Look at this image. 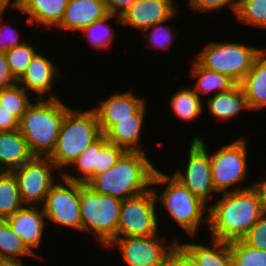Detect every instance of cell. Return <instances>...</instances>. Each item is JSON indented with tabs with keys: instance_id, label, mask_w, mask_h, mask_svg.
<instances>
[{
	"instance_id": "obj_1",
	"label": "cell",
	"mask_w": 266,
	"mask_h": 266,
	"mask_svg": "<svg viewBox=\"0 0 266 266\" xmlns=\"http://www.w3.org/2000/svg\"><path fill=\"white\" fill-rule=\"evenodd\" d=\"M218 196L209 206L210 239L224 242L242 240L265 213L260 188L255 184Z\"/></svg>"
},
{
	"instance_id": "obj_29",
	"label": "cell",
	"mask_w": 266,
	"mask_h": 266,
	"mask_svg": "<svg viewBox=\"0 0 266 266\" xmlns=\"http://www.w3.org/2000/svg\"><path fill=\"white\" fill-rule=\"evenodd\" d=\"M24 206L15 175L0 171V219H7Z\"/></svg>"
},
{
	"instance_id": "obj_33",
	"label": "cell",
	"mask_w": 266,
	"mask_h": 266,
	"mask_svg": "<svg viewBox=\"0 0 266 266\" xmlns=\"http://www.w3.org/2000/svg\"><path fill=\"white\" fill-rule=\"evenodd\" d=\"M234 17L241 24L266 29V0H245L235 9Z\"/></svg>"
},
{
	"instance_id": "obj_28",
	"label": "cell",
	"mask_w": 266,
	"mask_h": 266,
	"mask_svg": "<svg viewBox=\"0 0 266 266\" xmlns=\"http://www.w3.org/2000/svg\"><path fill=\"white\" fill-rule=\"evenodd\" d=\"M115 20V23L118 25L121 24L120 16L108 14L106 17L97 20L96 22L90 24L85 29L80 32V36H84L87 40L90 48L101 51V50H110L113 42L115 41L117 34H115L113 24H110V20Z\"/></svg>"
},
{
	"instance_id": "obj_32",
	"label": "cell",
	"mask_w": 266,
	"mask_h": 266,
	"mask_svg": "<svg viewBox=\"0 0 266 266\" xmlns=\"http://www.w3.org/2000/svg\"><path fill=\"white\" fill-rule=\"evenodd\" d=\"M178 10L170 19L165 20L163 22H158L152 26H150L149 28H146L140 35L142 37V39L146 40V43L148 41L147 44H151L149 48H153L155 49V51L157 50H163L165 52V50H168L171 45L176 44L174 43L176 34H178V32L176 31V33L172 30L173 28H171L172 26L170 25H165L167 22H169V20L174 19V17L177 16V14L179 15L181 13V11Z\"/></svg>"
},
{
	"instance_id": "obj_18",
	"label": "cell",
	"mask_w": 266,
	"mask_h": 266,
	"mask_svg": "<svg viewBox=\"0 0 266 266\" xmlns=\"http://www.w3.org/2000/svg\"><path fill=\"white\" fill-rule=\"evenodd\" d=\"M108 14L104 0H69L61 23L56 28L81 32Z\"/></svg>"
},
{
	"instance_id": "obj_42",
	"label": "cell",
	"mask_w": 266,
	"mask_h": 266,
	"mask_svg": "<svg viewBox=\"0 0 266 266\" xmlns=\"http://www.w3.org/2000/svg\"><path fill=\"white\" fill-rule=\"evenodd\" d=\"M137 0H104L108 13L120 16Z\"/></svg>"
},
{
	"instance_id": "obj_45",
	"label": "cell",
	"mask_w": 266,
	"mask_h": 266,
	"mask_svg": "<svg viewBox=\"0 0 266 266\" xmlns=\"http://www.w3.org/2000/svg\"><path fill=\"white\" fill-rule=\"evenodd\" d=\"M0 5L5 9H8L10 7L11 9L18 11L19 0H0Z\"/></svg>"
},
{
	"instance_id": "obj_48",
	"label": "cell",
	"mask_w": 266,
	"mask_h": 266,
	"mask_svg": "<svg viewBox=\"0 0 266 266\" xmlns=\"http://www.w3.org/2000/svg\"><path fill=\"white\" fill-rule=\"evenodd\" d=\"M6 9L0 5V18L5 15Z\"/></svg>"
},
{
	"instance_id": "obj_43",
	"label": "cell",
	"mask_w": 266,
	"mask_h": 266,
	"mask_svg": "<svg viewBox=\"0 0 266 266\" xmlns=\"http://www.w3.org/2000/svg\"><path fill=\"white\" fill-rule=\"evenodd\" d=\"M19 129V121L0 106V132Z\"/></svg>"
},
{
	"instance_id": "obj_16",
	"label": "cell",
	"mask_w": 266,
	"mask_h": 266,
	"mask_svg": "<svg viewBox=\"0 0 266 266\" xmlns=\"http://www.w3.org/2000/svg\"><path fill=\"white\" fill-rule=\"evenodd\" d=\"M146 98L138 97L133 89L110 94L100 100L93 109L97 115L101 134H105L119 120L134 119V113L146 102Z\"/></svg>"
},
{
	"instance_id": "obj_13",
	"label": "cell",
	"mask_w": 266,
	"mask_h": 266,
	"mask_svg": "<svg viewBox=\"0 0 266 266\" xmlns=\"http://www.w3.org/2000/svg\"><path fill=\"white\" fill-rule=\"evenodd\" d=\"M42 208L47 222L82 231L79 182H71L61 176L48 192Z\"/></svg>"
},
{
	"instance_id": "obj_39",
	"label": "cell",
	"mask_w": 266,
	"mask_h": 266,
	"mask_svg": "<svg viewBox=\"0 0 266 266\" xmlns=\"http://www.w3.org/2000/svg\"><path fill=\"white\" fill-rule=\"evenodd\" d=\"M188 6L191 10L199 13H207L220 10L221 8L228 7L232 14H235V9L230 5L228 0H187Z\"/></svg>"
},
{
	"instance_id": "obj_35",
	"label": "cell",
	"mask_w": 266,
	"mask_h": 266,
	"mask_svg": "<svg viewBox=\"0 0 266 266\" xmlns=\"http://www.w3.org/2000/svg\"><path fill=\"white\" fill-rule=\"evenodd\" d=\"M233 266H266V251L247 245L243 240L229 242Z\"/></svg>"
},
{
	"instance_id": "obj_27",
	"label": "cell",
	"mask_w": 266,
	"mask_h": 266,
	"mask_svg": "<svg viewBox=\"0 0 266 266\" xmlns=\"http://www.w3.org/2000/svg\"><path fill=\"white\" fill-rule=\"evenodd\" d=\"M203 99L205 96L199 97L191 86L180 87L170 100L172 113L183 122L198 121L205 112Z\"/></svg>"
},
{
	"instance_id": "obj_30",
	"label": "cell",
	"mask_w": 266,
	"mask_h": 266,
	"mask_svg": "<svg viewBox=\"0 0 266 266\" xmlns=\"http://www.w3.org/2000/svg\"><path fill=\"white\" fill-rule=\"evenodd\" d=\"M29 94L17 83L0 91V106L20 122L24 113L34 101L33 98H30L33 94L31 93V96Z\"/></svg>"
},
{
	"instance_id": "obj_5",
	"label": "cell",
	"mask_w": 266,
	"mask_h": 266,
	"mask_svg": "<svg viewBox=\"0 0 266 266\" xmlns=\"http://www.w3.org/2000/svg\"><path fill=\"white\" fill-rule=\"evenodd\" d=\"M101 131L93 108H70L60 127L57 144L48 157L61 174L99 136Z\"/></svg>"
},
{
	"instance_id": "obj_38",
	"label": "cell",
	"mask_w": 266,
	"mask_h": 266,
	"mask_svg": "<svg viewBox=\"0 0 266 266\" xmlns=\"http://www.w3.org/2000/svg\"><path fill=\"white\" fill-rule=\"evenodd\" d=\"M3 16L0 18V52H7L13 47L21 45L25 40H21L18 30L11 27V23H3ZM21 40V41H20Z\"/></svg>"
},
{
	"instance_id": "obj_31",
	"label": "cell",
	"mask_w": 266,
	"mask_h": 266,
	"mask_svg": "<svg viewBox=\"0 0 266 266\" xmlns=\"http://www.w3.org/2000/svg\"><path fill=\"white\" fill-rule=\"evenodd\" d=\"M25 256L36 257L13 232L6 219H0V258L23 260Z\"/></svg>"
},
{
	"instance_id": "obj_37",
	"label": "cell",
	"mask_w": 266,
	"mask_h": 266,
	"mask_svg": "<svg viewBox=\"0 0 266 266\" xmlns=\"http://www.w3.org/2000/svg\"><path fill=\"white\" fill-rule=\"evenodd\" d=\"M242 240L252 248L266 251V212Z\"/></svg>"
},
{
	"instance_id": "obj_7",
	"label": "cell",
	"mask_w": 266,
	"mask_h": 266,
	"mask_svg": "<svg viewBox=\"0 0 266 266\" xmlns=\"http://www.w3.org/2000/svg\"><path fill=\"white\" fill-rule=\"evenodd\" d=\"M201 49L193 58L205 69L227 75L236 84L241 83L263 50L232 41H210Z\"/></svg>"
},
{
	"instance_id": "obj_11",
	"label": "cell",
	"mask_w": 266,
	"mask_h": 266,
	"mask_svg": "<svg viewBox=\"0 0 266 266\" xmlns=\"http://www.w3.org/2000/svg\"><path fill=\"white\" fill-rule=\"evenodd\" d=\"M157 205L152 188L137 196L124 199L121 204L117 238L158 234L160 215H157Z\"/></svg>"
},
{
	"instance_id": "obj_41",
	"label": "cell",
	"mask_w": 266,
	"mask_h": 266,
	"mask_svg": "<svg viewBox=\"0 0 266 266\" xmlns=\"http://www.w3.org/2000/svg\"><path fill=\"white\" fill-rule=\"evenodd\" d=\"M17 84V80L12 75L5 53L0 52V91Z\"/></svg>"
},
{
	"instance_id": "obj_12",
	"label": "cell",
	"mask_w": 266,
	"mask_h": 266,
	"mask_svg": "<svg viewBox=\"0 0 266 266\" xmlns=\"http://www.w3.org/2000/svg\"><path fill=\"white\" fill-rule=\"evenodd\" d=\"M57 170L48 157H34L11 171L15 175L20 196L25 205L42 206L44 204L51 187L58 181L57 179L61 178L62 174Z\"/></svg>"
},
{
	"instance_id": "obj_22",
	"label": "cell",
	"mask_w": 266,
	"mask_h": 266,
	"mask_svg": "<svg viewBox=\"0 0 266 266\" xmlns=\"http://www.w3.org/2000/svg\"><path fill=\"white\" fill-rule=\"evenodd\" d=\"M34 157L19 129L0 132V171L11 172Z\"/></svg>"
},
{
	"instance_id": "obj_26",
	"label": "cell",
	"mask_w": 266,
	"mask_h": 266,
	"mask_svg": "<svg viewBox=\"0 0 266 266\" xmlns=\"http://www.w3.org/2000/svg\"><path fill=\"white\" fill-rule=\"evenodd\" d=\"M192 67L190 76L197 79L191 86L194 92L200 97L202 94L212 96L220 92L229 91L236 83L227 75L219 72H213L202 67L194 58L191 59Z\"/></svg>"
},
{
	"instance_id": "obj_17",
	"label": "cell",
	"mask_w": 266,
	"mask_h": 266,
	"mask_svg": "<svg viewBox=\"0 0 266 266\" xmlns=\"http://www.w3.org/2000/svg\"><path fill=\"white\" fill-rule=\"evenodd\" d=\"M46 219L42 206L31 205H25L6 219L13 232L36 255V258H41V255L35 253V249L41 246L44 239L45 224L48 223Z\"/></svg>"
},
{
	"instance_id": "obj_8",
	"label": "cell",
	"mask_w": 266,
	"mask_h": 266,
	"mask_svg": "<svg viewBox=\"0 0 266 266\" xmlns=\"http://www.w3.org/2000/svg\"><path fill=\"white\" fill-rule=\"evenodd\" d=\"M247 138L241 136L232 143L221 145L213 153L209 152L212 180L216 191L221 193L235 192L252 187L256 184L249 182L243 186L249 175Z\"/></svg>"
},
{
	"instance_id": "obj_34",
	"label": "cell",
	"mask_w": 266,
	"mask_h": 266,
	"mask_svg": "<svg viewBox=\"0 0 266 266\" xmlns=\"http://www.w3.org/2000/svg\"><path fill=\"white\" fill-rule=\"evenodd\" d=\"M38 52L36 46L28 41L5 52L10 71L17 81L26 72L27 66Z\"/></svg>"
},
{
	"instance_id": "obj_15",
	"label": "cell",
	"mask_w": 266,
	"mask_h": 266,
	"mask_svg": "<svg viewBox=\"0 0 266 266\" xmlns=\"http://www.w3.org/2000/svg\"><path fill=\"white\" fill-rule=\"evenodd\" d=\"M179 6L175 0H137L120 15V25L136 28L142 33L146 28L170 19Z\"/></svg>"
},
{
	"instance_id": "obj_25",
	"label": "cell",
	"mask_w": 266,
	"mask_h": 266,
	"mask_svg": "<svg viewBox=\"0 0 266 266\" xmlns=\"http://www.w3.org/2000/svg\"><path fill=\"white\" fill-rule=\"evenodd\" d=\"M210 240L209 246L182 240H179V243L194 257L199 266H233L229 242Z\"/></svg>"
},
{
	"instance_id": "obj_19",
	"label": "cell",
	"mask_w": 266,
	"mask_h": 266,
	"mask_svg": "<svg viewBox=\"0 0 266 266\" xmlns=\"http://www.w3.org/2000/svg\"><path fill=\"white\" fill-rule=\"evenodd\" d=\"M147 102H145L135 113L134 119L119 120L104 135L108 142L123 148L125 151L146 152L140 140L144 129L147 112Z\"/></svg>"
},
{
	"instance_id": "obj_23",
	"label": "cell",
	"mask_w": 266,
	"mask_h": 266,
	"mask_svg": "<svg viewBox=\"0 0 266 266\" xmlns=\"http://www.w3.org/2000/svg\"><path fill=\"white\" fill-rule=\"evenodd\" d=\"M251 110L266 108V49L254 60L248 74L240 83Z\"/></svg>"
},
{
	"instance_id": "obj_9",
	"label": "cell",
	"mask_w": 266,
	"mask_h": 266,
	"mask_svg": "<svg viewBox=\"0 0 266 266\" xmlns=\"http://www.w3.org/2000/svg\"><path fill=\"white\" fill-rule=\"evenodd\" d=\"M208 143L196 135L190 142L189 151L186 153V164L183 170L180 167L173 176L180 181L195 197L199 198L208 207L217 194L211 173V162ZM211 200V202H210ZM213 200V201H212ZM208 203V204H207Z\"/></svg>"
},
{
	"instance_id": "obj_4",
	"label": "cell",
	"mask_w": 266,
	"mask_h": 266,
	"mask_svg": "<svg viewBox=\"0 0 266 266\" xmlns=\"http://www.w3.org/2000/svg\"><path fill=\"white\" fill-rule=\"evenodd\" d=\"M70 108L60 97L34 98L19 122V130L35 157H49L54 151L62 121Z\"/></svg>"
},
{
	"instance_id": "obj_24",
	"label": "cell",
	"mask_w": 266,
	"mask_h": 266,
	"mask_svg": "<svg viewBox=\"0 0 266 266\" xmlns=\"http://www.w3.org/2000/svg\"><path fill=\"white\" fill-rule=\"evenodd\" d=\"M107 142L105 135L101 134L71 163L61 176L71 182L87 184L95 176V167H98L99 151ZM71 170L77 174L74 172L72 174Z\"/></svg>"
},
{
	"instance_id": "obj_6",
	"label": "cell",
	"mask_w": 266,
	"mask_h": 266,
	"mask_svg": "<svg viewBox=\"0 0 266 266\" xmlns=\"http://www.w3.org/2000/svg\"><path fill=\"white\" fill-rule=\"evenodd\" d=\"M122 200L94 192L80 183L82 232H89L102 248L117 238Z\"/></svg>"
},
{
	"instance_id": "obj_40",
	"label": "cell",
	"mask_w": 266,
	"mask_h": 266,
	"mask_svg": "<svg viewBox=\"0 0 266 266\" xmlns=\"http://www.w3.org/2000/svg\"><path fill=\"white\" fill-rule=\"evenodd\" d=\"M167 266H199V264L178 242L170 254Z\"/></svg>"
},
{
	"instance_id": "obj_36",
	"label": "cell",
	"mask_w": 266,
	"mask_h": 266,
	"mask_svg": "<svg viewBox=\"0 0 266 266\" xmlns=\"http://www.w3.org/2000/svg\"><path fill=\"white\" fill-rule=\"evenodd\" d=\"M124 152L123 148L107 142L99 151L98 167H95V175L114 166Z\"/></svg>"
},
{
	"instance_id": "obj_10",
	"label": "cell",
	"mask_w": 266,
	"mask_h": 266,
	"mask_svg": "<svg viewBox=\"0 0 266 266\" xmlns=\"http://www.w3.org/2000/svg\"><path fill=\"white\" fill-rule=\"evenodd\" d=\"M171 240L170 245L167 244L168 240L160 232L147 237L115 238L106 249H118L125 266H167L170 254L180 239L175 236Z\"/></svg>"
},
{
	"instance_id": "obj_2",
	"label": "cell",
	"mask_w": 266,
	"mask_h": 266,
	"mask_svg": "<svg viewBox=\"0 0 266 266\" xmlns=\"http://www.w3.org/2000/svg\"><path fill=\"white\" fill-rule=\"evenodd\" d=\"M155 166L146 152L125 151L114 166L96 174L86 185L98 194L123 201L151 188Z\"/></svg>"
},
{
	"instance_id": "obj_14",
	"label": "cell",
	"mask_w": 266,
	"mask_h": 266,
	"mask_svg": "<svg viewBox=\"0 0 266 266\" xmlns=\"http://www.w3.org/2000/svg\"><path fill=\"white\" fill-rule=\"evenodd\" d=\"M60 72L58 66L54 64V61L38 52L32 58L30 64L27 66L26 72L17 83L27 92L35 93V99L59 98V96H56L52 92V87L59 78L63 77Z\"/></svg>"
},
{
	"instance_id": "obj_44",
	"label": "cell",
	"mask_w": 266,
	"mask_h": 266,
	"mask_svg": "<svg viewBox=\"0 0 266 266\" xmlns=\"http://www.w3.org/2000/svg\"><path fill=\"white\" fill-rule=\"evenodd\" d=\"M24 261L15 258H0V266H25Z\"/></svg>"
},
{
	"instance_id": "obj_20",
	"label": "cell",
	"mask_w": 266,
	"mask_h": 266,
	"mask_svg": "<svg viewBox=\"0 0 266 266\" xmlns=\"http://www.w3.org/2000/svg\"><path fill=\"white\" fill-rule=\"evenodd\" d=\"M69 0H19L18 10L26 14V22L49 31L57 27L64 16Z\"/></svg>"
},
{
	"instance_id": "obj_21",
	"label": "cell",
	"mask_w": 266,
	"mask_h": 266,
	"mask_svg": "<svg viewBox=\"0 0 266 266\" xmlns=\"http://www.w3.org/2000/svg\"><path fill=\"white\" fill-rule=\"evenodd\" d=\"M207 99V113L218 121L229 122L240 116L243 110H251L248 100L240 84H236L232 89L220 92ZM217 119V120H216Z\"/></svg>"
},
{
	"instance_id": "obj_47",
	"label": "cell",
	"mask_w": 266,
	"mask_h": 266,
	"mask_svg": "<svg viewBox=\"0 0 266 266\" xmlns=\"http://www.w3.org/2000/svg\"><path fill=\"white\" fill-rule=\"evenodd\" d=\"M230 5L236 9L238 6H240L245 0H228Z\"/></svg>"
},
{
	"instance_id": "obj_46",
	"label": "cell",
	"mask_w": 266,
	"mask_h": 266,
	"mask_svg": "<svg viewBox=\"0 0 266 266\" xmlns=\"http://www.w3.org/2000/svg\"><path fill=\"white\" fill-rule=\"evenodd\" d=\"M256 185L260 188L263 202H264V208L266 212V177L264 176V179H261L260 181L256 180Z\"/></svg>"
},
{
	"instance_id": "obj_3",
	"label": "cell",
	"mask_w": 266,
	"mask_h": 266,
	"mask_svg": "<svg viewBox=\"0 0 266 266\" xmlns=\"http://www.w3.org/2000/svg\"><path fill=\"white\" fill-rule=\"evenodd\" d=\"M160 185H166L162 192ZM151 188L157 203L164 207L163 211H166L167 215L169 214V217L171 216L180 229L185 230L191 238L196 236L203 225L208 226L209 207L195 197L173 175H168L157 167L152 177Z\"/></svg>"
}]
</instances>
